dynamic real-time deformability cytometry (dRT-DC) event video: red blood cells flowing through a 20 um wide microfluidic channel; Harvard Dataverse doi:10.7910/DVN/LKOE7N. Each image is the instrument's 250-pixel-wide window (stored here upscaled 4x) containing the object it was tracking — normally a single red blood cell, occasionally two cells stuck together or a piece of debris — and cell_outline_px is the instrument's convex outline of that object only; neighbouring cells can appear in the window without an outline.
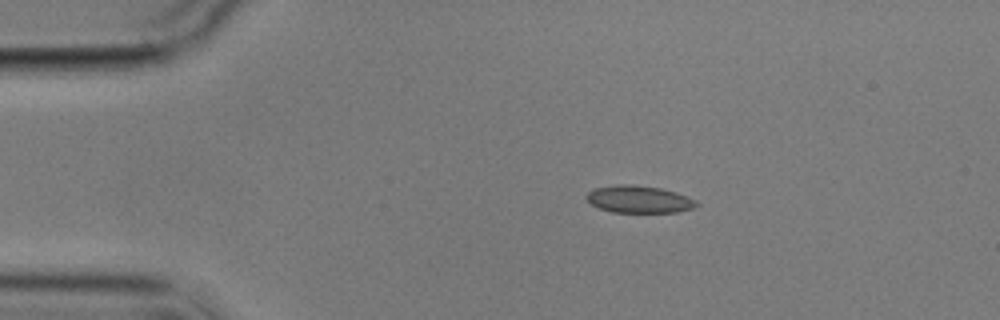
{"species": "common noctule bat (a hibernating species)", "species_latin": "Nyctalus noctula", "temperature_condition": "cold", "stored_images_in_passage": 9, "camera_frame_rate_fps": 3000, "um_per_image_px": 0.085, "animal": {"sex": "male", "body_mass_g": 17.9}, "frame": {"image": 1, "passage_image": 3, "time_ms": 2.333, "image_size_px": [1000, 320], "cell_outline_px": [[700, 204], [692, 208], [676, 212], [612, 212], [600, 208], [592, 204], [584, 196], [588, 192], [596, 188], [616, 184], [632, 184], [660, 188], [676, 192], [696, 200]], "centroid_in_image_um": [54.31, 16.93], "position_along_channel_um": 30.7, "area_um2": 17.4}}
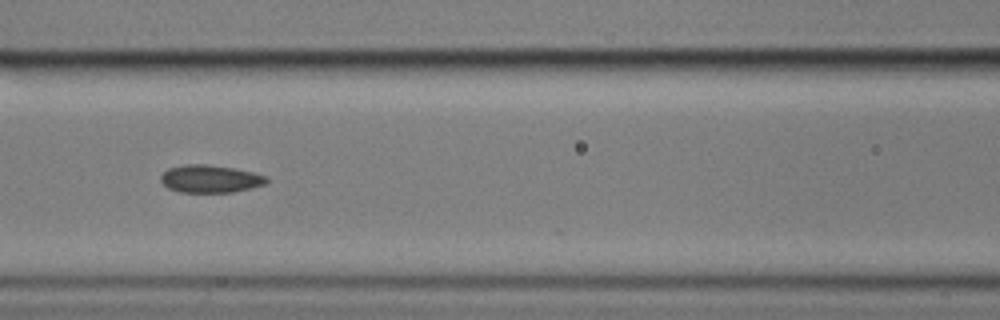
{"frame": {"image": 2, "passage_image": 7, "time_ms": 7.0, "image_size_px": [1000, 320], "cell_outline_px": [[268, 184], [232, 192], [180, 192], [168, 188], [160, 180], [160, 176], [168, 168], [184, 164], [204, 164], [232, 168], [252, 172], [268, 176]], "centroid_in_image_um": [17.88, 15.2], "position_along_channel_um": 148.7, "area_um2": 17.05}}
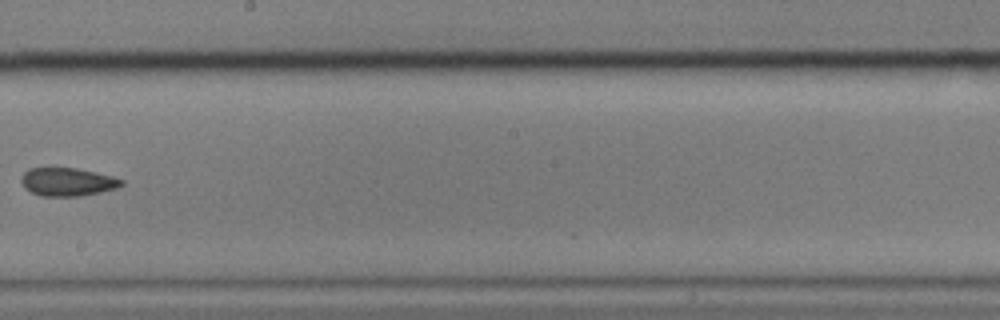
{"frame": {"image": 3, "passage_image": 9, "time_ms": 9.667, "image_size_px": [1000, 320], "cell_outline_px": [[124, 184], [116, 188], [100, 192], [80, 196], [40, 196], [24, 188], [20, 180], [24, 172], [28, 168], [76, 168], [96, 172], [112, 176], [124, 180]], "centroid_in_image_um": [5.73, 15.46], "position_along_channel_um": 242.5, "area_um2": 16.53}}